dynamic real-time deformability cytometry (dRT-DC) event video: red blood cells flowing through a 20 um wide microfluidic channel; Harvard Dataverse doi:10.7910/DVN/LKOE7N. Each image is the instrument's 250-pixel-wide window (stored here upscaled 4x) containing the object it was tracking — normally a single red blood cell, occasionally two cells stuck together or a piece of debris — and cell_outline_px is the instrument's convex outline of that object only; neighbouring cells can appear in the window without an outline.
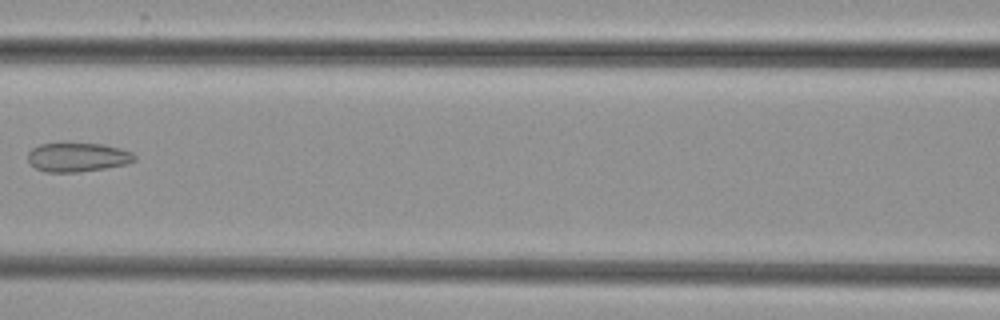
{"species": "common noctule bat (a hibernating species)", "species_latin": "Nyctalus noctula", "temperature_condition": "cold", "stored_images_in_passage": 5, "camera_frame_rate_fps": 3000, "um_per_image_px": 0.085, "animal": {"sex": "female", "body_mass_g": 29.2, "forearm_length_mm": 56.3}, "frame": {"image": 1, "passage_image": 5, "time_ms": 4.667, "image_size_px": [1000, 320], "cell_outline_px": [[136, 160], [128, 164], [104, 168], [76, 172], [44, 172], [36, 168], [28, 160], [28, 152], [32, 148], [40, 144], [64, 140], [68, 140], [104, 144], [120, 148], [132, 152], [136, 156]], "centroid_in_image_um": [6.58, 13.3], "position_along_channel_um": 160.0, "area_um2": 18.9}}